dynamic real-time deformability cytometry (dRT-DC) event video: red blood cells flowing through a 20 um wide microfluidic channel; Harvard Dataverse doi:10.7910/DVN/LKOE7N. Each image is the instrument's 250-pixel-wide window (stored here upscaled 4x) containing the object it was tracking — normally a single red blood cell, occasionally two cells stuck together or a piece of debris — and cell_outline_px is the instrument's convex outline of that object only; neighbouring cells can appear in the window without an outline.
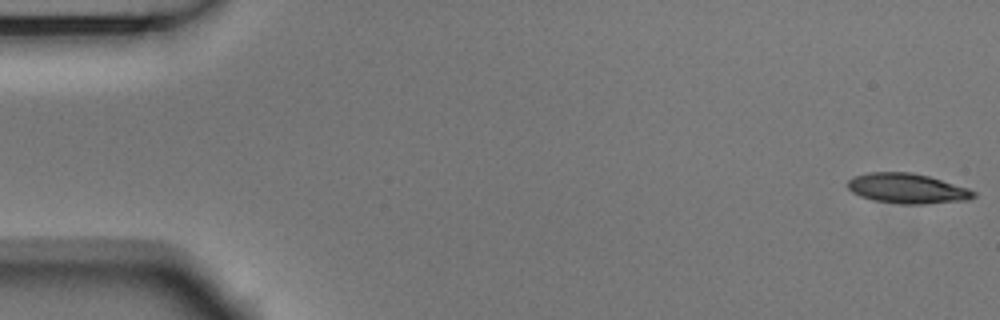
{"species": "Egyptian fruit bat (a non-hibernating species)", "species_latin": "Rousettus aegyptiacus", "temperature_condition": "room temperature", "stored_images_in_passage": 54, "camera_frame_rate_fps": 3000, "um_per_image_px": 0.085, "animal": {"sex": "male"}, "frame": {"image": 1, "passage_image": 1, "time_ms": 0.0, "image_size_px": [1000, 320], "cell_outline_px": [[976, 196], [968, 200], [924, 204], [900, 204], [872, 200], [860, 196], [852, 192], [848, 188], [848, 180], [856, 176], [868, 172], [908, 172], [928, 176], [968, 188], [976, 192]], "centroid_in_image_um": [77.12, 16.03], "position_along_channel_um": 7.9, "area_um2": 21.96}}
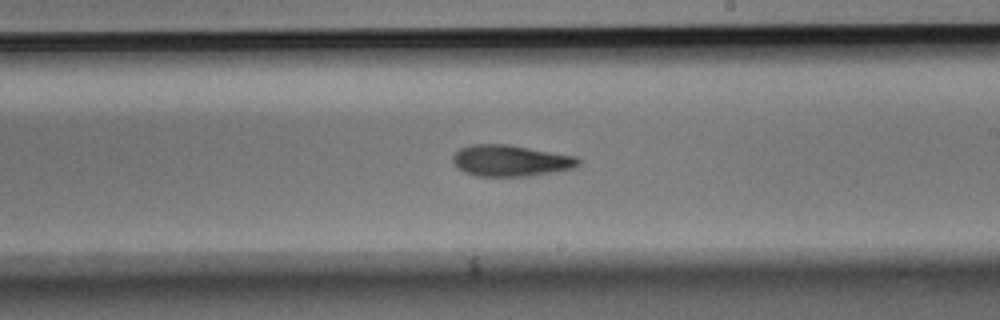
{"frame": {"image": 2, "passage_image": 31, "time_ms": 10.0, "image_size_px": [1000, 320], "cell_outline_px": [[580, 164], [572, 168], [552, 172], [528, 176], [476, 176], [464, 172], [456, 168], [452, 160], [452, 156], [460, 148], [472, 144], [508, 144], [576, 156], [580, 160]], "centroid_in_image_um": [43.36, 13.65], "position_along_channel_um": 245.6, "area_um2": 22.95}}
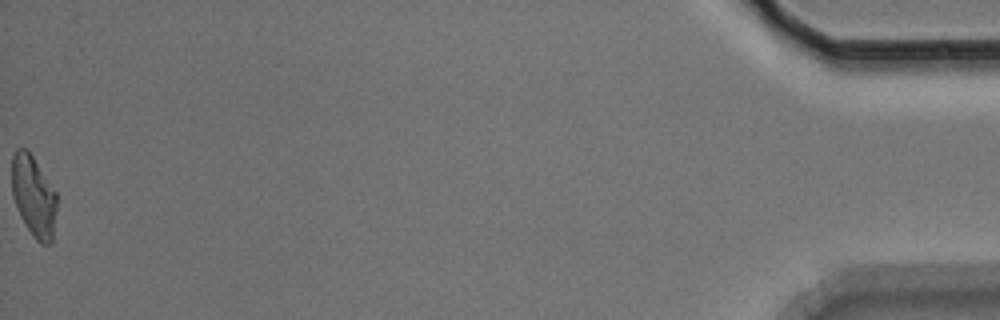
{"frame": {"image": 3, "passage_image": 54, "time_ms": 17.667, "image_size_px": [1000, 320], "cell_outline_px": [[56, 208], [52, 244], [40, 244], [32, 236], [24, 224], [20, 216], [12, 196], [12, 156], [16, 148], [28, 148], [56, 192]], "centroid_in_image_um": [2.85, 16.68], "position_along_channel_um": 432.4, "area_um2": 21.5}, "authors_computed_cell_mechanics": {"area_um2": 22.4842, "velocity_mm_per_s": 3.7408, "shape_relaxation_time_tau1_ms": 3.4758, "shape_relaxation_time_tau2_ms": 4.5047, "deformation_change_tau1": 0.1537, "deformation_change_tau2": 0.143}}